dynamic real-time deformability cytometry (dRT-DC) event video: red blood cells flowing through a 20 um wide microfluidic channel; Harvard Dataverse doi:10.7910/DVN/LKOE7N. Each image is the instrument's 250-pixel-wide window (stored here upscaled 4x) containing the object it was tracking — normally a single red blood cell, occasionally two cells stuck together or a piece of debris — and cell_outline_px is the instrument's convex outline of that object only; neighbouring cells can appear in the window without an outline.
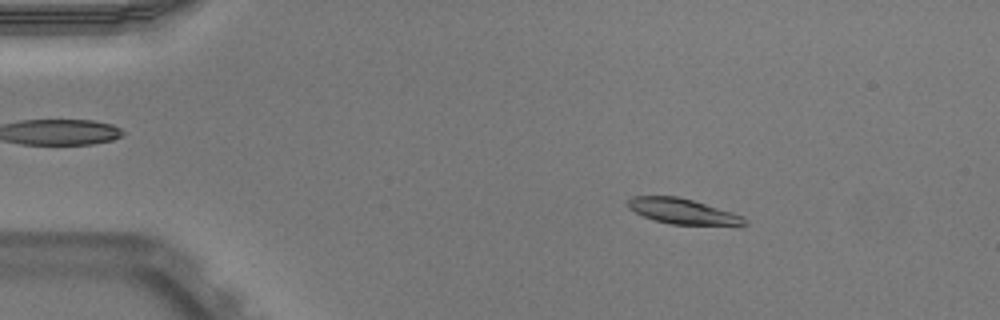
{"species": "Egyptian fruit bat (a non-hibernating species)", "species_latin": "Rousettus aegyptiacus", "temperature_condition": "warm", "stored_images_in_passage": 51, "camera_frame_rate_fps": 3000, "um_per_image_px": 0.085, "animal": {"sex": "male"}, "frame": {"image": 1, "passage_image": 8, "time_ms": 2.333, "image_size_px": [1000, 320], "cell_outline_px": [[748, 224], [672, 224], [656, 220], [644, 216], [628, 208], [628, 200], [632, 196], [676, 196], [692, 200], [732, 212], [744, 216]], "centroid_in_image_um": [57.99, 17.94], "position_along_channel_um": 27.0, "area_um2": 16.7}}
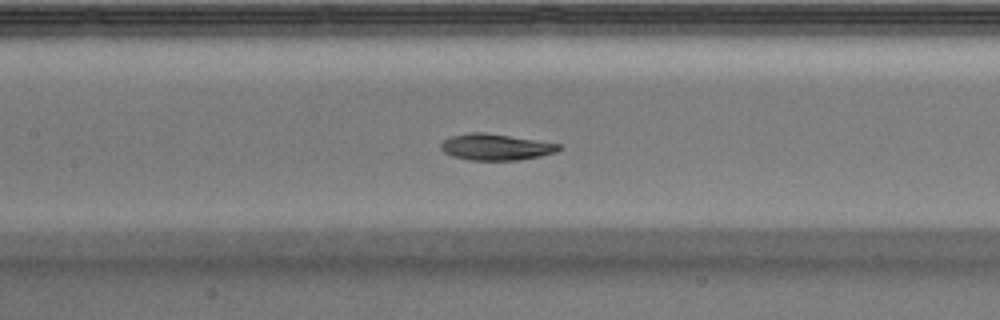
{"frame": {"image": 2, "passage_image": 24, "time_ms": 7.667, "image_size_px": [1000, 320], "cell_outline_px": [[564, 148], [556, 152], [540, 156], [516, 160], [468, 160], [452, 156], [444, 152], [440, 148], [440, 144], [444, 140], [452, 136], [472, 132], [484, 132], [560, 144]], "centroid_in_image_um": [42.13, 12.5], "position_along_channel_um": 165.3, "area_um2": 17.98}}
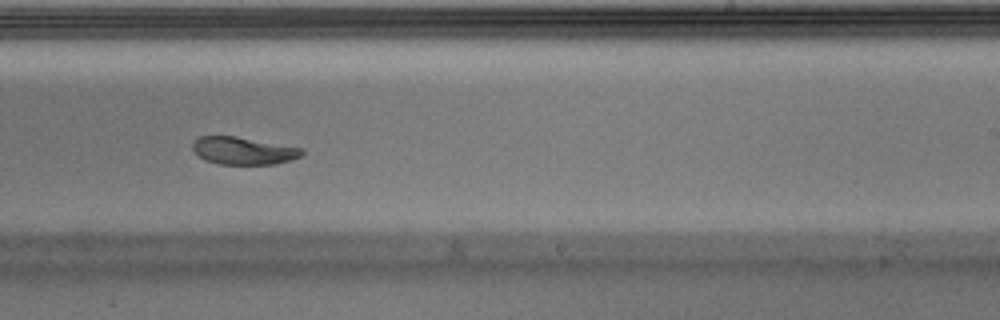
{"frame": {"image": 3, "passage_image": 32, "time_ms": 10.333, "image_size_px": [1000, 320], "cell_outline_px": [[304, 152], [300, 156], [276, 164], [220, 164], [204, 160], [192, 148], [192, 144], [200, 136], [236, 136], [304, 148]], "centroid_in_image_um": [20.7, 12.81], "position_along_channel_um": 268.3, "area_um2": 17.4}, "authors_computed_cell_mechanics": {"area_um2": 18.3804, "velocity_mm_per_s": 3.8905, "shape_relaxation_time_tau1_ms": 2.77, "shape_relaxation_time_tau2_ms": 2.5591, "deformation_change_tau1": 0.1285, "deformation_change_tau2": 0.0615}}